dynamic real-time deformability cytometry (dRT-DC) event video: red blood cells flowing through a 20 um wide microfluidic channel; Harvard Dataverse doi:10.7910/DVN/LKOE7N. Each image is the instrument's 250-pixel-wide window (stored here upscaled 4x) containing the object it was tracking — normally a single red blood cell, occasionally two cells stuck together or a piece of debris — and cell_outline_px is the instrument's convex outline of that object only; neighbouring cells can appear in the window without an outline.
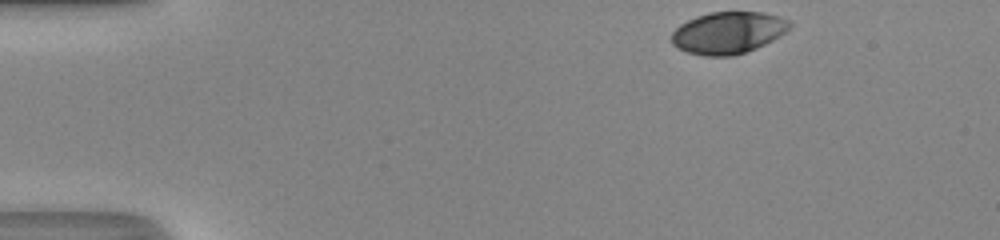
{"species": "human", "species_latin": "Homo sapiens", "temperature_condition": "room temperature", "stored_images_in_passage": 36, "camera_frame_rate_fps": 3000, "um_per_image_px": 0.085, "donor": {"sex": "male"}, "frame": {"image": 1, "passage_image": 1, "time_ms": 0.0, "image_size_px": [1000, 240], "cell_outline_px": [[792, 24], [780, 36], [756, 48], [732, 56], [704, 56], [688, 52], [676, 48], [672, 44], [672, 32], [680, 24], [696, 16], [708, 12], [764, 12], [780, 16], [792, 20]], "centroid_in_image_um": [61.89, 2.77], "position_along_channel_um": 23.1, "area_um2": 28.96}}
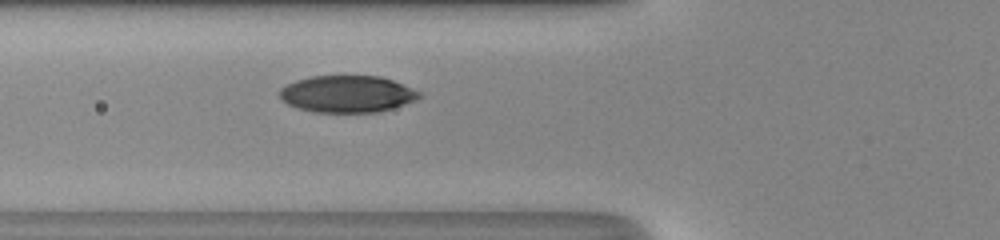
{"frame": {"image": 2, "passage_image": 13, "time_ms": 4.0, "image_size_px": [1000, 240], "cell_outline_px": [[424, 96], [416, 100], [380, 112], [312, 112], [296, 108], [280, 100], [280, 88], [296, 80], [312, 76], [380, 76], [392, 80], [424, 92]], "centroid_in_image_um": [29.54, 7.99], "position_along_channel_um": 96.3, "area_um2": 30.29}}
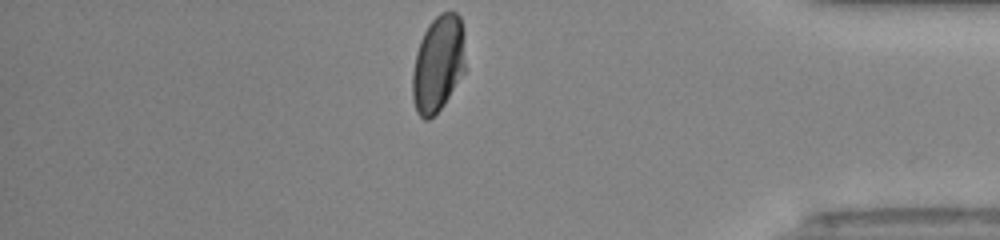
{"frame": {"image": 3, "passage_image": 36, "time_ms": 11.667, "image_size_px": [1000, 240], "cell_outline_px": [[464, 72], [444, 104], [428, 120], [424, 120], [416, 112], [412, 96], [412, 72], [416, 52], [420, 40], [428, 24], [440, 12], [456, 12], [460, 16], [464, 32]], "centroid_in_image_um": [37.23, 5.4], "position_along_channel_um": 398.0, "area_um2": 29.82}, "authors_computed_cell_mechanics": {"area_um2": 30.2583, "velocity_mm_per_s": 4.3268, "shape_relaxation_time_tau1_ms": 2.8951, "shape_relaxation_time_tau2_ms": null, "deformation_change_tau1": 0.1526, "deformation_change_tau2": null}}